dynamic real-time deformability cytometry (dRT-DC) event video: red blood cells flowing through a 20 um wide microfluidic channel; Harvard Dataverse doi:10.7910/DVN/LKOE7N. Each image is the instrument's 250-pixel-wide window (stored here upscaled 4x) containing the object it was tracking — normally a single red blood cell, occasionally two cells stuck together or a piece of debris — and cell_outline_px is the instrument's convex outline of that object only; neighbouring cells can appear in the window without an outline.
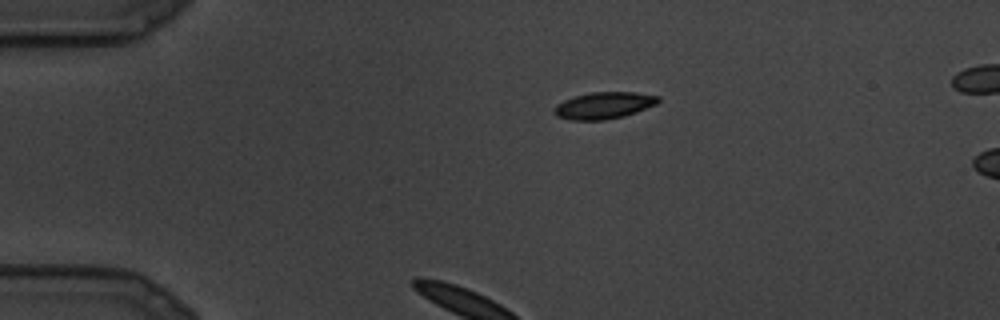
{"species": "common noctule bat (a hibernating species)", "species_latin": "Nyctalus noctula", "temperature_condition": "cold", "stored_images_in_passage": 23, "camera_frame_rate_fps": 3000, "um_per_image_px": 0.085, "animal": {"sex": "male", "body_mass_g": 19.5, "forearm_length_mm": 54.6}, "frame": {"image": 1, "passage_image": 1, "time_ms": 0.0, "image_size_px": [1000, 320], "cell_outline_px": [[660, 100], [656, 104], [636, 112], [624, 116], [604, 120], [572, 120], [556, 116], [552, 112], [556, 104], [564, 100], [576, 96], [592, 92], [632, 92], [660, 96]], "centroid_in_image_um": [51.31, 8.96], "position_along_channel_um": 33.7, "area_um2": 16.18}}
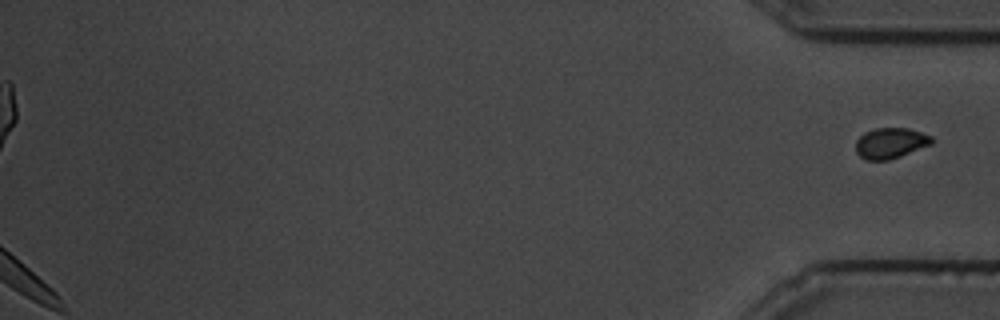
{"frame": {"image": 2, "passage_image": 23, "time_ms": 7.333, "image_size_px": [1000, 320], "cell_outline_px": [[932, 144], [900, 156], [888, 160], [864, 160], [856, 152], [856, 140], [864, 132], [876, 128], [908, 128], [932, 136]], "centroid_in_image_um": [75.67, 12.16], "position_along_channel_um": 359.5, "area_um2": 13.53}}